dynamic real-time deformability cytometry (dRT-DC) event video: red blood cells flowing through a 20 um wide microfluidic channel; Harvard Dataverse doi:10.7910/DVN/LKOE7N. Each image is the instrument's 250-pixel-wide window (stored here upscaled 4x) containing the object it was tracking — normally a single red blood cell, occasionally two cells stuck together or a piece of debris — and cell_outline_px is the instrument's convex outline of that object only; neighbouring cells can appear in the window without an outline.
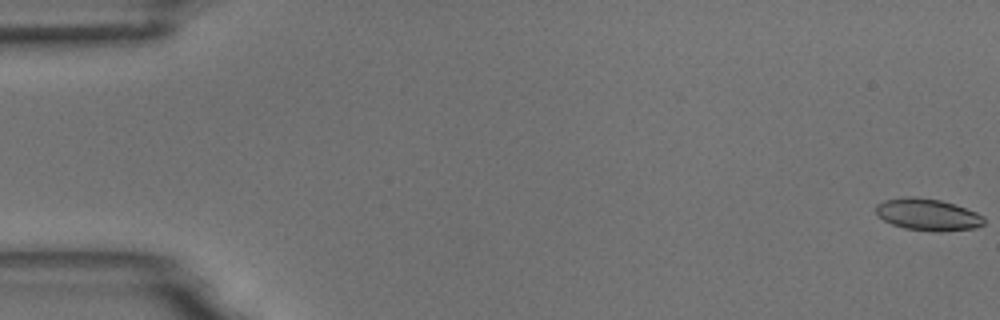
{"species": "common noctule bat (a hibernating species)", "species_latin": "Nyctalus noctula", "temperature_condition": "room temperature", "stored_images_in_passage": 55, "camera_frame_rate_fps": 3000, "um_per_image_px": 0.085, "animal": {"sex": "male", "body_mass_g": 18.8}, "frame": {"image": 1, "passage_image": 1, "time_ms": 0.0, "image_size_px": [1000, 320], "cell_outline_px": [[984, 224], [976, 228], [940, 232], [932, 232], [904, 228], [892, 224], [876, 216], [876, 204], [884, 200], [908, 196], [912, 196], [940, 200], [976, 212], [984, 216]], "centroid_in_image_um": [78.84, 18.25], "position_along_channel_um": 6.2, "area_um2": 20.17}}
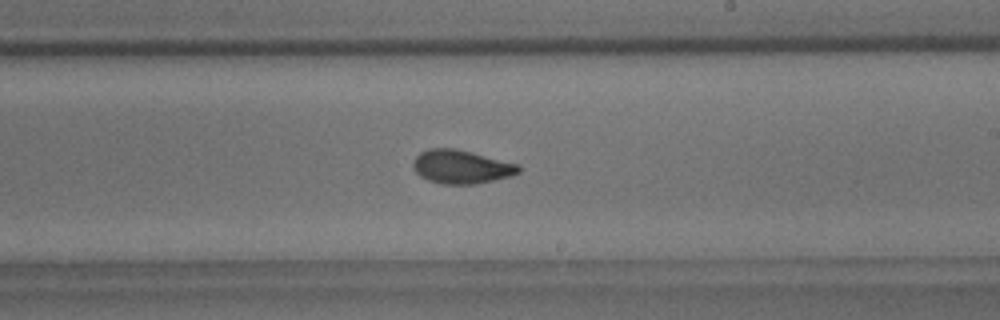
{"frame": {"image": 2, "passage_image": 33, "time_ms": 10.667, "image_size_px": [1000, 320], "cell_outline_px": [[520, 172], [512, 176], [476, 184], [440, 184], [428, 180], [420, 176], [412, 168], [412, 164], [416, 156], [420, 152], [428, 148], [452, 148], [520, 164]], "centroid_in_image_um": [39.2, 14.19], "position_along_channel_um": 249.8, "area_um2": 20.69}}
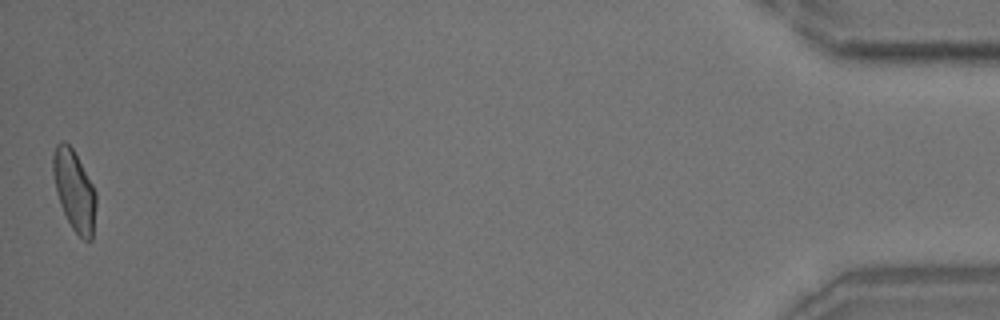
{"frame": {"image": 3, "passage_image": 55, "time_ms": 18.0, "image_size_px": [1000, 320], "cell_outline_px": [[96, 204], [92, 240], [84, 240], [72, 228], [60, 204], [56, 192], [52, 172], [52, 156], [56, 144], [60, 140], [64, 140], [72, 148], [92, 184], [96, 192]], "centroid_in_image_um": [6.3, 16.16], "position_along_channel_um": 428.9, "area_um2": 20.06}, "authors_computed_cell_mechanics": {"area_um2": 20.1722, "velocity_mm_per_s": 3.7115, "shape_relaxation_time_tau1_ms": 6.1197, "shape_relaxation_time_tau2_ms": 1.7775, "deformation_change_tau1": 0.1525, "deformation_change_tau2": 0.0752}}